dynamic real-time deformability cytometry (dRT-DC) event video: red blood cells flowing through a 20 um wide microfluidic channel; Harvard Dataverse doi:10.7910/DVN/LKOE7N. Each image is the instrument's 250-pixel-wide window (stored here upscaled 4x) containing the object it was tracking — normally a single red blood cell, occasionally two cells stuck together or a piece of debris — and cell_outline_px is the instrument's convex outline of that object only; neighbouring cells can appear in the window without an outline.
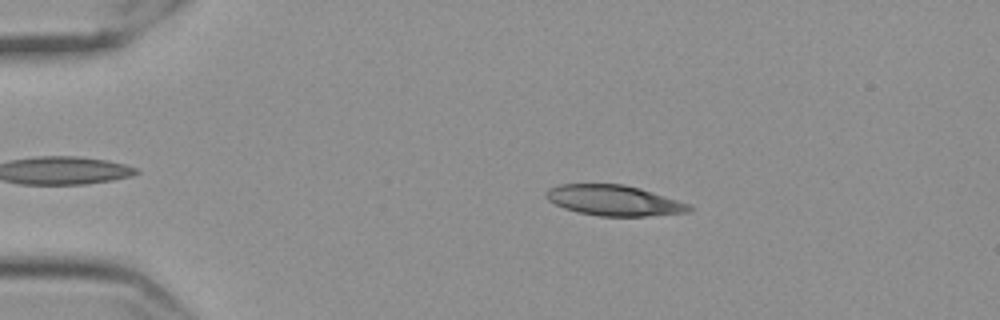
{"species": "Egyptian fruit bat (a non-hibernating species)", "species_latin": "Rousettus aegyptiacus", "temperature_condition": "cold", "stored_images_in_passage": 49, "camera_frame_rate_fps": 3000, "um_per_image_px": 0.085, "frame": {"image": 1, "passage_image": 11, "time_ms": 3.333, "image_size_px": [1000, 320], "cell_outline_px": [[696, 208], [692, 212], [644, 216], [600, 216], [576, 212], [564, 208], [548, 200], [544, 196], [544, 192], [548, 188], [560, 184], [624, 184], [640, 188], [692, 204]], "centroid_in_image_um": [52.23, 17.04], "position_along_channel_um": 32.8, "area_um2": 25.78}}
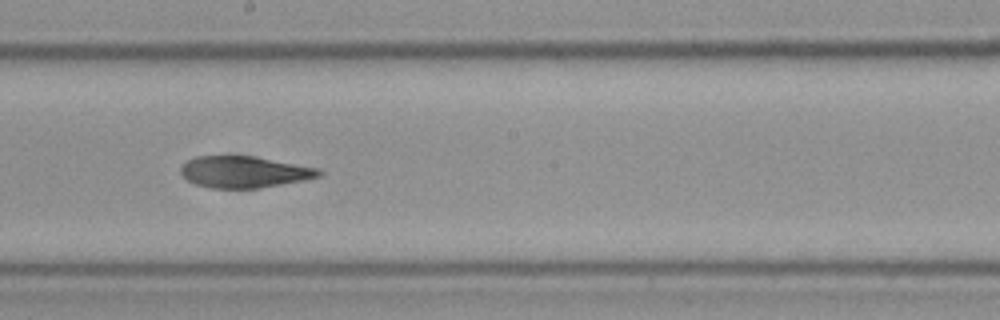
{"frame": {"image": 2, "passage_image": 32, "time_ms": 10.333, "image_size_px": [1000, 320], "cell_outline_px": [[324, 172], [320, 176], [304, 180], [260, 188], [208, 188], [196, 184], [188, 180], [180, 172], [180, 168], [188, 160], [196, 156], [252, 156], [320, 168]], "centroid_in_image_um": [20.78, 14.62], "position_along_channel_um": 227.4, "area_um2": 25.32}}
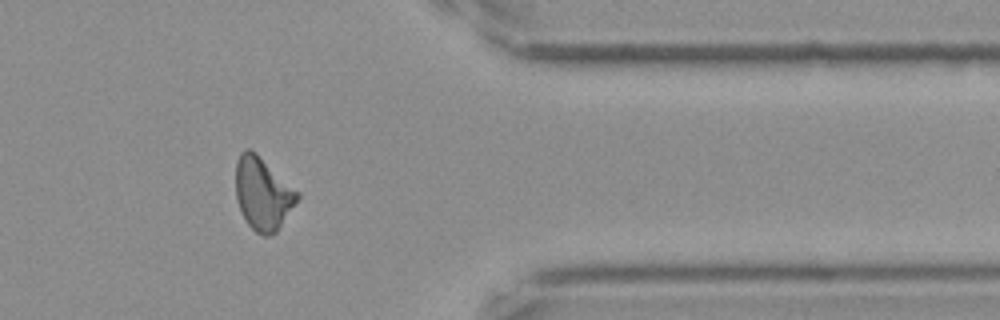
{"frame": {"image": 3, "passage_image": 47, "time_ms": 15.333, "image_size_px": [1000, 320], "cell_outline_px": [[300, 196], [276, 232], [268, 236], [264, 236], [256, 232], [248, 224], [236, 200], [236, 160], [240, 152], [244, 148], [248, 148], [256, 152], [300, 192]], "centroid_in_image_um": [22.33, 16.42], "position_along_channel_um": 389.1, "area_um2": 26.07}, "authors_computed_cell_mechanics": {"area_um2": 25.8366, "velocity_mm_per_s": 3.5346, "shape_relaxation_time_tau1_ms": null, "shape_relaxation_time_tau2_ms": 6.9129, "deformation_change_tau1": null, "deformation_change_tau2": 0.1822}}